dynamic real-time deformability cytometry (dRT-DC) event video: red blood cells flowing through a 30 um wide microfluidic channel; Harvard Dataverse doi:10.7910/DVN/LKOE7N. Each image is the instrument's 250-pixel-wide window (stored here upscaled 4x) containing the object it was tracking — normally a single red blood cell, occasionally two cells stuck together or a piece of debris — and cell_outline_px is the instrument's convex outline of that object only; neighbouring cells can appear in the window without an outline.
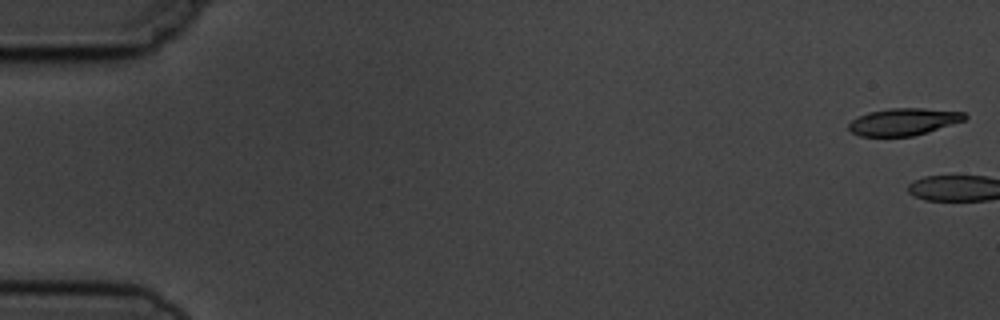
{"species": "common noctule bat (a hibernating species)", "species_latin": "Nyctalus noctula", "temperature_condition": "cold", "stored_images_in_passage": 6, "camera_frame_rate_fps": 3000, "um_per_image_px": 0.085, "animal": {"sex": "male", "body_mass_g": 19.5, "forearm_length_mm": 54.6}, "frame": {"image": 1, "passage_image": 1, "time_ms": 0.0, "image_size_px": [1000, 320], "cell_outline_px": [[968, 116], [964, 120], [928, 132], [912, 136], [860, 136], [852, 132], [848, 128], [848, 124], [852, 120], [868, 112], [888, 108], [924, 108], [964, 112]], "centroid_in_image_um": [76.8, 10.34], "position_along_channel_um": 8.2, "area_um2": 18.26}}